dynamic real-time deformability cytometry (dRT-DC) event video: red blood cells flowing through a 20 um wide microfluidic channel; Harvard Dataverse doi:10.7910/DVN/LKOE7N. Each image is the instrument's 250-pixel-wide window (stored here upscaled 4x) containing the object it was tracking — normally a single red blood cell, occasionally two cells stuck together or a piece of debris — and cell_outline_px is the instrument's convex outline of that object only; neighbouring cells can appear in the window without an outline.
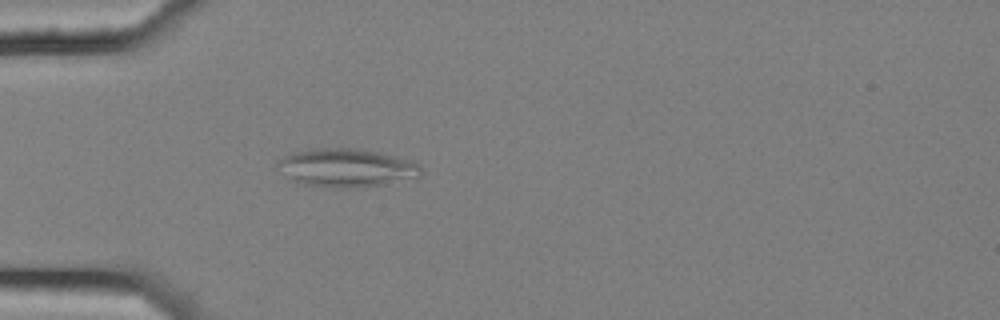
{"species": "common noctule bat (a hibernating species)", "species_latin": "Nyctalus noctula", "temperature_condition": "cold", "stored_images_in_passage": 1, "camera_frame_rate_fps": 3000, "um_per_image_px": 0.085, "animal": {"sex": "female", "body_mass_g": 25.1}, "frame": {"image": 1, "passage_image": 1, "time_ms": 0.0, "image_size_px": [1000, 320], "cell_outline_px": [[420, 176], [416, 180], [356, 188], [340, 188], [304, 184], [288, 180], [276, 164], [276, 160], [284, 156], [296, 152], [324, 148], [356, 148], [380, 152], [412, 160], [420, 168]], "centroid_in_image_um": [29.49, 14.28], "position_along_channel_um": 55.5, "area_um2": 32.37}}